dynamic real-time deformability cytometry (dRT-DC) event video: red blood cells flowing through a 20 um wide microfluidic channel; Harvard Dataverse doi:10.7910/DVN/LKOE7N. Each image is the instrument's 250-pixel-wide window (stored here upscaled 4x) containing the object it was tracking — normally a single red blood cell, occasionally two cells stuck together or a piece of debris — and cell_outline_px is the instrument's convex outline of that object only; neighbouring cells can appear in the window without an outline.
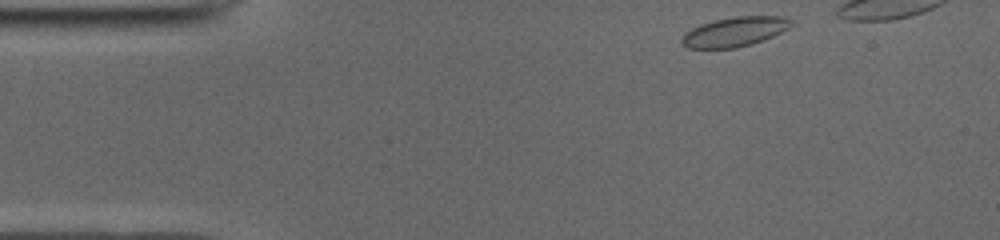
{"species": "common noctule bat (a hibernating species)", "species_latin": "Nyctalus noctula", "temperature_condition": "cold", "stored_images_in_passage": 36, "camera_frame_rate_fps": 3000, "um_per_image_px": 0.085, "animal": {"sex": "male", "body_mass_g": 19.0, "forearm_length_mm": 50.8}, "frame": {"image": 1, "passage_image": 1, "time_ms": 0.0, "image_size_px": [1000, 240], "cell_outline_px": [[796, 24], [764, 40], [752, 44], [736, 48], [688, 48], [680, 44], [680, 40], [684, 32], [700, 24], [712, 20], [736, 16], [784, 16], [792, 20]], "centroid_in_image_um": [62.43, 2.69], "position_along_channel_um": 22.6, "area_um2": 19.13}}
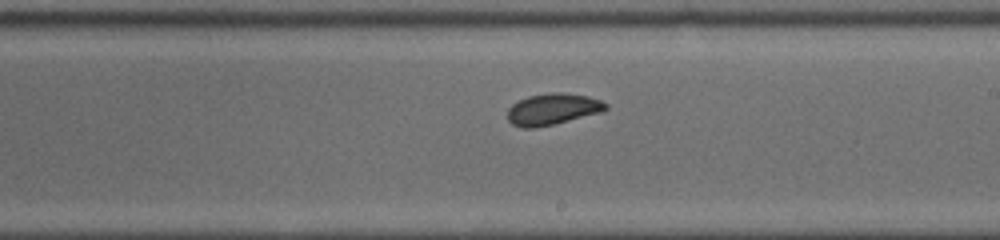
{"frame": {"image": 2, "passage_image": 23, "time_ms": 7.333, "image_size_px": [1000, 240], "cell_outline_px": [[608, 108], [604, 112], [552, 124], [532, 128], [520, 128], [512, 124], [508, 120], [508, 108], [512, 104], [528, 96], [556, 92], [564, 92], [588, 96], [600, 100], [608, 104]], "centroid_in_image_um": [47.0, 9.28], "position_along_channel_um": 242.0, "area_um2": 17.98}}
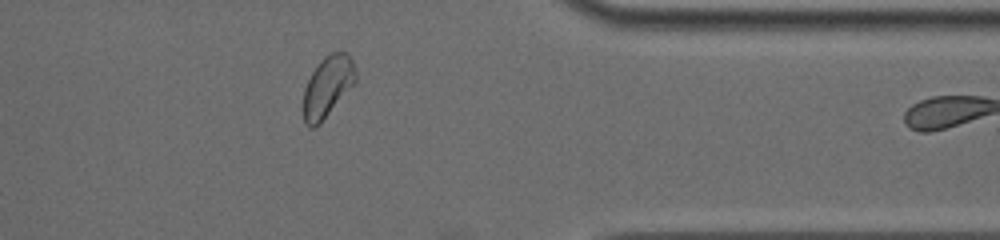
{"frame": {"image": 3, "passage_image": 35, "time_ms": 11.333, "image_size_px": [1000, 240], "cell_outline_px": [[356, 80], [320, 124], [312, 128], [308, 128], [304, 124], [304, 88], [312, 72], [320, 60], [324, 56], [332, 52], [348, 52], [352, 60], [356, 72]], "centroid_in_image_um": [27.83, 7.35], "position_along_channel_um": 383.6, "area_um2": 18.38}}